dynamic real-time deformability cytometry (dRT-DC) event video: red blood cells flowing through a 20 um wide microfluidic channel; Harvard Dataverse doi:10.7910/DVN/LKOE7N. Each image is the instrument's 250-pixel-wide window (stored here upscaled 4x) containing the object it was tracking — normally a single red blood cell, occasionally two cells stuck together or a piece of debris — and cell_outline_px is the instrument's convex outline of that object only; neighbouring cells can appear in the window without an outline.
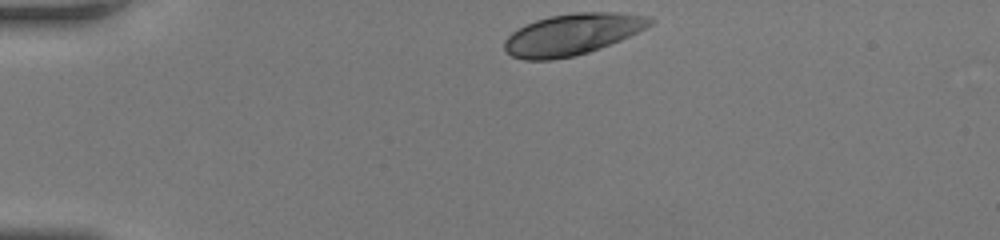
{"species": "human", "species_latin": "Homo sapiens", "temperature_condition": "room temperature", "stored_images_in_passage": 33, "camera_frame_rate_fps": 3000, "um_per_image_px": 0.085, "donor": {"sex": "female"}, "frame": {"image": 1, "passage_image": 1, "time_ms": 0.0, "image_size_px": [1000, 240], "cell_outline_px": [[652, 24], [620, 40], [600, 48], [588, 52], [572, 56], [552, 60], [524, 60], [512, 56], [504, 48], [504, 40], [512, 32], [536, 20], [552, 16], [576, 12], [612, 12], [648, 16], [652, 20]], "centroid_in_image_um": [48.61, 2.92], "position_along_channel_um": 36.4, "area_um2": 34.51}}
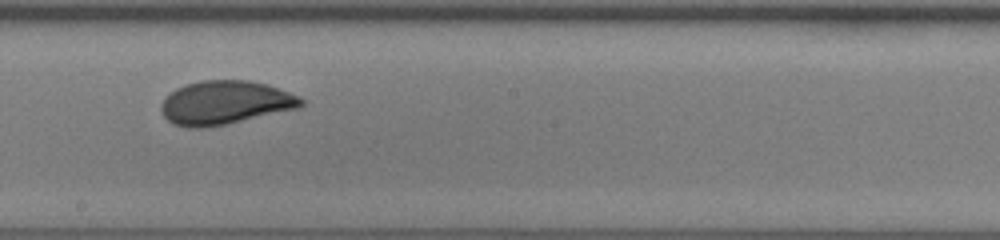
{"frame": {"image": 2, "passage_image": 19, "time_ms": 6.0, "image_size_px": [1000, 240], "cell_outline_px": [[304, 104], [300, 108], [208, 128], [188, 128], [172, 124], [164, 116], [160, 108], [160, 104], [176, 88], [184, 84], [204, 80], [248, 80], [268, 84], [300, 96], [304, 100]], "centroid_in_image_um": [19.15, 8.73], "position_along_channel_um": 229.0, "area_um2": 35.89}}
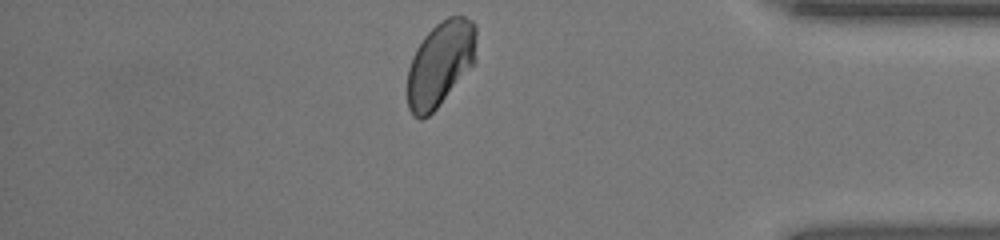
{"frame": {"image": 3, "passage_image": 33, "time_ms": 10.667, "image_size_px": [1000, 240], "cell_outline_px": [[476, 60], [440, 104], [428, 116], [420, 120], [412, 116], [408, 108], [408, 68], [412, 56], [416, 48], [424, 36], [436, 24], [448, 16], [464, 16], [472, 20], [476, 24]], "centroid_in_image_um": [37.42, 5.41], "position_along_channel_um": 397.8, "area_um2": 34.16}, "authors_computed_cell_mechanics": {"area_um2": 34.969, "velocity_mm_per_s": 4.1733, "shape_relaxation_time_tau1_ms": 3.4924, "shape_relaxation_time_tau2_ms": null, "deformation_change_tau1": 0.1108, "deformation_change_tau2": null}}